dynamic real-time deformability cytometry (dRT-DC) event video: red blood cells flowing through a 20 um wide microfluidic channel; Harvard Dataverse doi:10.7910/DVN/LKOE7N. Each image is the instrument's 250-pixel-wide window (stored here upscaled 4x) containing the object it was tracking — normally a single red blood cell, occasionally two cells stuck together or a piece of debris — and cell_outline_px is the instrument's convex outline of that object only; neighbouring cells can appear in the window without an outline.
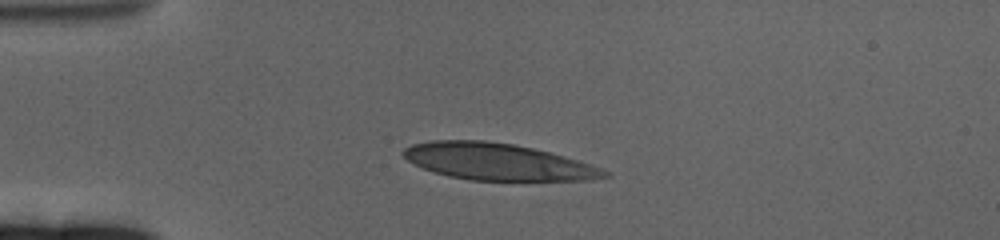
{"species": "human", "species_latin": "Homo sapiens", "temperature_condition": "cold", "stored_images_in_passage": 47, "camera_frame_rate_fps": 3000, "um_per_image_px": 0.085, "donor": {"sex": "female"}, "frame": {"image": 1, "passage_image": 1, "time_ms": 0.0, "image_size_px": [1000, 240], "cell_outline_px": [[612, 176], [592, 180], [468, 180], [448, 176], [432, 172], [408, 160], [400, 152], [404, 148], [412, 144], [428, 140], [484, 140], [512, 144], [552, 152], [592, 164], [608, 172]], "centroid_in_image_um": [42.31, 13.74], "position_along_channel_um": 42.7, "area_um2": 43.18}}
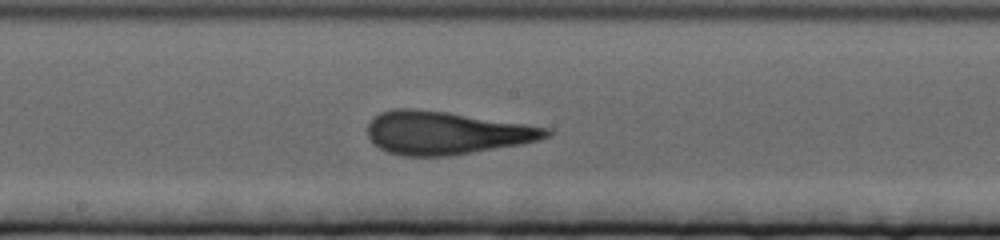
{"frame": {"image": 2, "passage_image": 19, "time_ms": 6.0, "image_size_px": [1000, 240], "cell_outline_px": [[552, 132], [548, 136], [540, 140], [520, 144], [448, 156], [400, 156], [388, 152], [372, 144], [368, 136], [368, 124], [380, 112], [392, 108], [408, 108], [448, 112], [528, 124], [552, 128]], "centroid_in_image_um": [37.91, 11.29], "position_along_channel_um": 210.3, "area_um2": 44.91}}
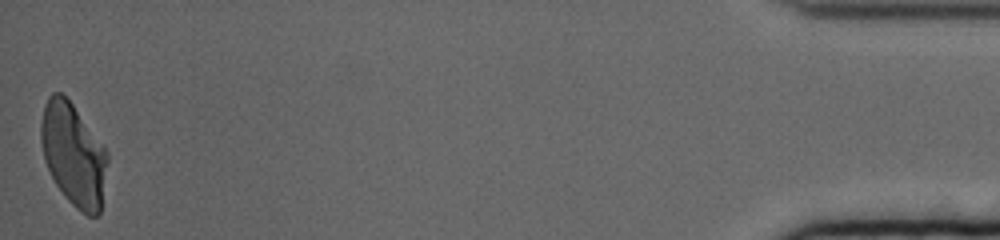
{"frame": {"image": 3, "passage_image": 47, "time_ms": 15.333, "image_size_px": [1000, 240], "cell_outline_px": [[108, 160], [100, 216], [88, 216], [80, 212], [64, 196], [56, 184], [44, 160], [40, 140], [40, 124], [44, 104], [48, 96], [52, 92], [60, 92], [72, 104], [108, 152]], "centroid_in_image_um": [6.23, 13.16], "position_along_channel_um": 429.0, "area_um2": 39.77}, "authors_computed_cell_mechanics": {"area_um2": 43.35, "velocity_mm_per_s": 3.2774, "shape_relaxation_time_tau1_ms": 7.2363, "shape_relaxation_time_tau2_ms": 1.4388, "deformation_change_tau1": 0.2654, "deformation_change_tau2": 0.1033}}